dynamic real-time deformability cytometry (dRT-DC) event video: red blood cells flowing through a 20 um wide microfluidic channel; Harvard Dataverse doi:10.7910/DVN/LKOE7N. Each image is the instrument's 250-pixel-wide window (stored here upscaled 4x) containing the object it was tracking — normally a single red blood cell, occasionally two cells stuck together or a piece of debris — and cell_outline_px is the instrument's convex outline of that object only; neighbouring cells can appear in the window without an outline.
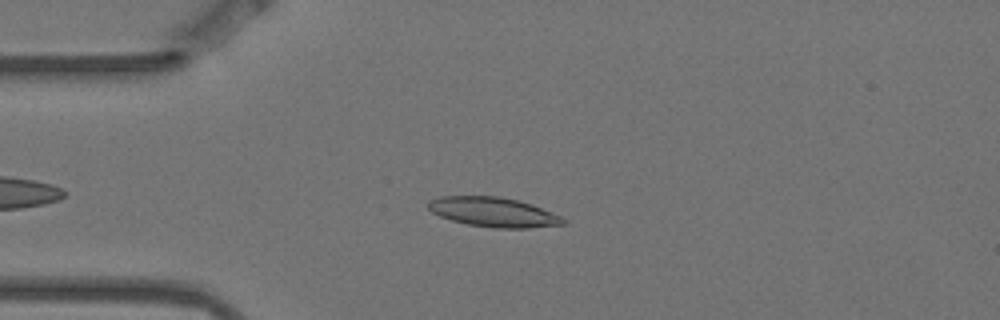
{"species": "Egyptian fruit bat (a non-hibernating species)", "species_latin": "Rousettus aegyptiacus", "temperature_condition": "warm", "stored_images_in_passage": 5, "camera_frame_rate_fps": 3000, "um_per_image_px": 0.085, "animal": {"sex": "female"}, "frame": {"image": 1, "passage_image": 4, "time_ms": 1.0, "image_size_px": [1000, 320], "cell_outline_px": [[568, 220], [564, 224], [528, 228], [492, 228], [468, 224], [452, 220], [440, 216], [432, 212], [428, 208], [428, 200], [440, 196], [496, 196], [516, 200], [532, 204], [560, 216]], "centroid_in_image_um": [41.93, 18.03], "position_along_channel_um": 43.1, "area_um2": 23.18}}